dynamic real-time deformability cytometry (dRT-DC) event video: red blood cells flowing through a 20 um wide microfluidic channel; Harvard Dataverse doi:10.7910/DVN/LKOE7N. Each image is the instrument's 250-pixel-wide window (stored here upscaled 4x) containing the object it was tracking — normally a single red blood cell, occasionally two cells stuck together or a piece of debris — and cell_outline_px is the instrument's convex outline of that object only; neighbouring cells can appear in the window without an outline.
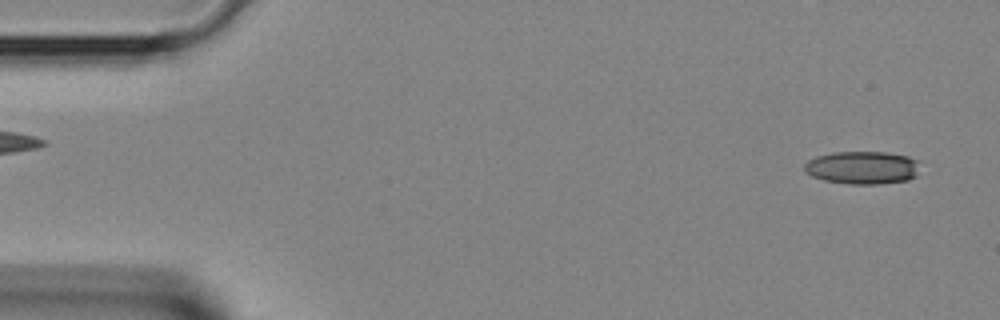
{"species": "Egyptian fruit bat (a non-hibernating species)", "species_latin": "Rousettus aegyptiacus", "temperature_condition": "room temperature", "stored_images_in_passage": 5, "segment_of_instrument_passage": [2, 2], "camera_frame_rate_fps": 3000, "um_per_image_px": 0.085, "animal": {"sex": "female"}, "frame": {"image": 1, "passage_image": 5, "time_ms": 1.333, "image_size_px": [1000, 320], "cell_outline_px": [[920, 160], [916, 176], [908, 180], [876, 184], [848, 184], [824, 180], [812, 176], [804, 172], [804, 164], [808, 160], [816, 156], [832, 152], [884, 152], [908, 156]], "centroid_in_image_um": [73.3, 14.24], "position_along_channel_um": 11.7, "area_um2": 22.37}}